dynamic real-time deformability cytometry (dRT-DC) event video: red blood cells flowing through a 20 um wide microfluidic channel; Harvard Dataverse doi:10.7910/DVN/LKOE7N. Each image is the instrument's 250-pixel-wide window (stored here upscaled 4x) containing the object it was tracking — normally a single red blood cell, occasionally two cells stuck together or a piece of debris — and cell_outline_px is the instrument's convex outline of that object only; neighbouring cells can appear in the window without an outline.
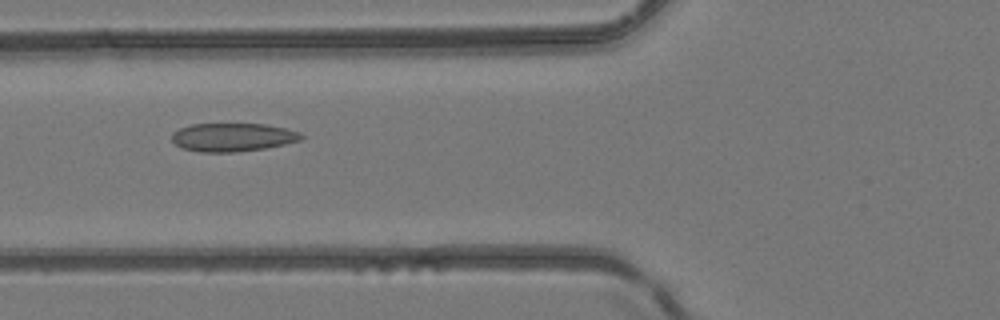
{"species": "common noctule bat (a hibernating species)", "species_latin": "Nyctalus noctula", "temperature_condition": "room temperature", "stored_images_in_passage": 2, "camera_frame_rate_fps": 3000, "um_per_image_px": 0.085, "animal": {"sex": "female", "body_mass_g": 24.6, "forearm_length_mm": 56.2}, "frame": {"image": 1, "passage_image": 2, "time_ms": 1.0, "image_size_px": [1000, 320], "cell_outline_px": [[304, 136], [300, 140], [284, 144], [264, 148], [236, 152], [200, 152], [180, 148], [172, 140], [172, 132], [180, 128], [192, 124], [264, 124], [284, 128], [300, 132]], "centroid_in_image_um": [19.75, 11.67], "position_along_channel_um": 106.1, "area_um2": 21.33}}